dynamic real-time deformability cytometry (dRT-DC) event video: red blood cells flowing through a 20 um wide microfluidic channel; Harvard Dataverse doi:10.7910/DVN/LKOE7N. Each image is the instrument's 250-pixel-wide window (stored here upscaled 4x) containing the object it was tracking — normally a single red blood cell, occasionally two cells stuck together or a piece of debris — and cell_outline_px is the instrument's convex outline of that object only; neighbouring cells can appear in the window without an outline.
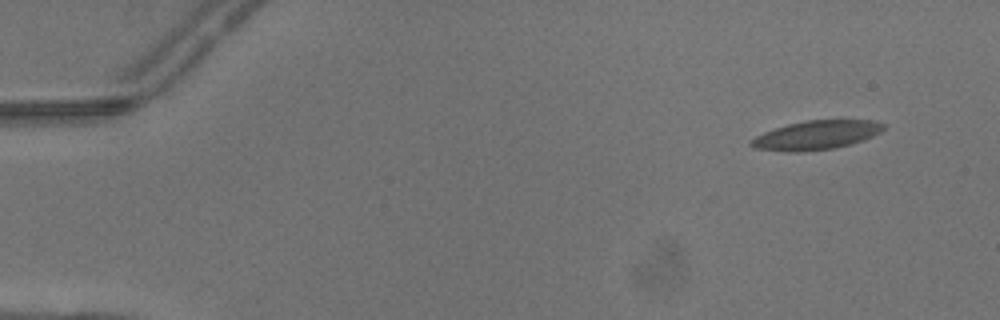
{"species": "common noctule bat (a hibernating species)", "species_latin": "Nyctalus noctula", "temperature_condition": "warm", "stored_images_in_passage": 4, "camera_frame_rate_fps": 3000, "um_per_image_px": 0.085, "animal": {"sex": "male", "body_mass_g": 13.3}, "frame": {"image": 1, "passage_image": 1, "time_ms": 0.0, "image_size_px": [1000, 320], "cell_outline_px": [[884, 128], [880, 132], [864, 140], [836, 148], [800, 152], [784, 152], [756, 148], [748, 144], [756, 136], [764, 132], [788, 124], [808, 120], [872, 120], [884, 124]], "centroid_in_image_um": [69.38, 11.49], "position_along_channel_um": 15.6, "area_um2": 22.25}}
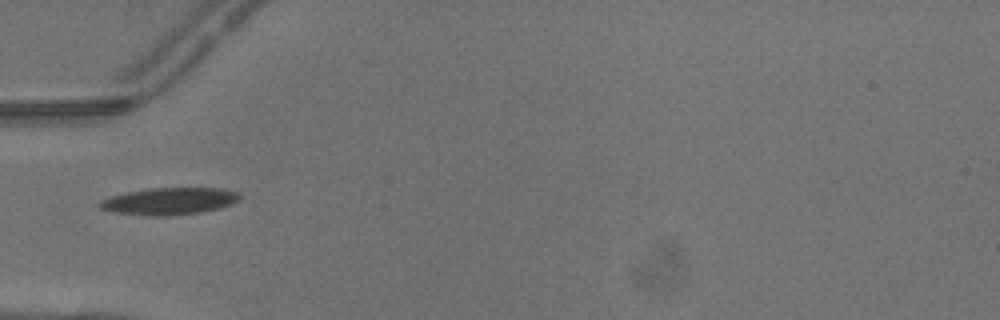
{"frame": {"image": 2, "passage_image": 4, "time_ms": 1.0, "image_size_px": [1000, 320], "cell_outline_px": [[240, 200], [232, 204], [220, 208], [204, 212], [168, 216], [148, 216], [112, 212], [100, 208], [96, 204], [100, 200], [112, 196], [128, 192], [152, 188], [220, 188], [240, 192]], "centroid_in_image_um": [14.41, 17.11], "position_along_channel_um": 70.6, "area_um2": 22.31}}